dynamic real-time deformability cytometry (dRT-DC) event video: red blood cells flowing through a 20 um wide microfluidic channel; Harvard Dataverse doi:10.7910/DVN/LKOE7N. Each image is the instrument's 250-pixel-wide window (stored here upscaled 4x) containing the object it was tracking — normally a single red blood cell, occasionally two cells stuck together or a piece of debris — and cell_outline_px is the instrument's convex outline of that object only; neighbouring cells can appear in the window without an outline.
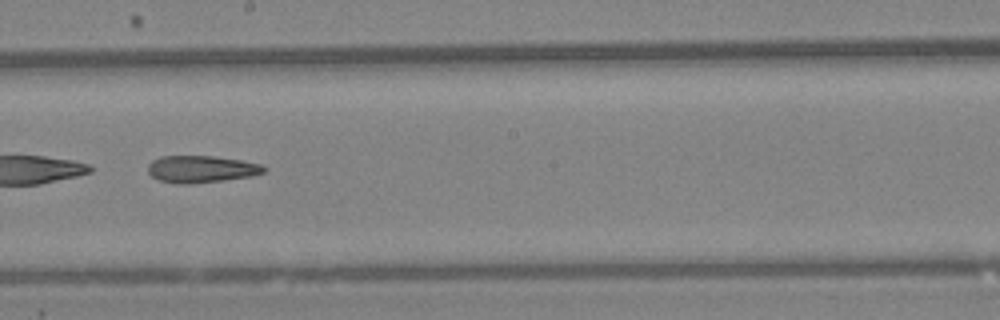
{"species": "Egyptian fruit bat (a non-hibernating species)", "species_latin": "Rousettus aegyptiacus", "temperature_condition": "warm", "stored_images_in_passage": 35, "camera_frame_rate_fps": 3000, "um_per_image_px": 0.085, "animal": {"sex": "female"}, "frame": {"image": 1, "passage_image": 16, "time_ms": 5.0, "image_size_px": [1000, 320], "cell_outline_px": [[268, 168], [264, 172], [252, 176], [188, 184], [176, 184], [160, 180], [152, 176], [148, 172], [148, 164], [152, 160], [160, 156], [212, 156], [240, 160], [260, 164]], "centroid_in_image_um": [17.08, 14.37], "position_along_channel_um": 231.1, "area_um2": 18.15}}